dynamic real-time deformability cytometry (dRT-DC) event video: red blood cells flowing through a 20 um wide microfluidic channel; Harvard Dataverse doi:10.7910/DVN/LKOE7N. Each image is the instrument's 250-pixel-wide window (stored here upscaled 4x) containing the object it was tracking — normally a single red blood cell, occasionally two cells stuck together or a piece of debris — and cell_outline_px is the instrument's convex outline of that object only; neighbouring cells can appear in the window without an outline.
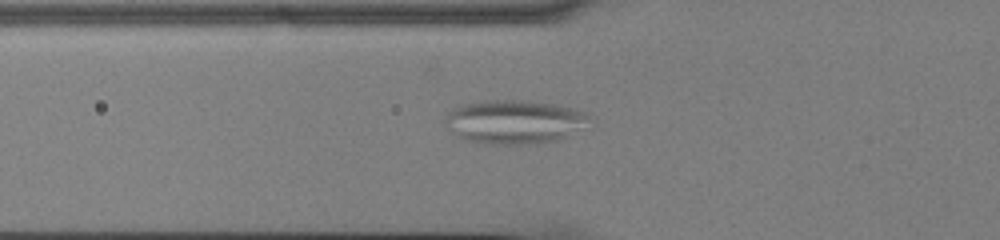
{"species": "common noctule bat (a hibernating species)", "species_latin": "Nyctalus noctula", "temperature_condition": "cold", "stored_images_in_passage": 43, "camera_frame_rate_fps": 3000, "um_per_image_px": 0.085, "animal": {"sex": "male", "body_mass_g": 13.0, "forearm_length_mm": 53.1}, "frame": {"image": 1, "passage_image": 8, "time_ms": 2.333, "image_size_px": [1000, 240], "cell_outline_px": [[596, 116], [560, 140], [536, 144], [484, 144], [464, 140], [452, 132], [448, 128], [444, 120], [448, 112], [452, 108], [464, 104], [492, 100], [528, 100], [552, 104], [592, 112]], "centroid_in_image_um": [43.74, 10.35], "position_along_channel_um": 82.1, "area_um2": 37.11}}
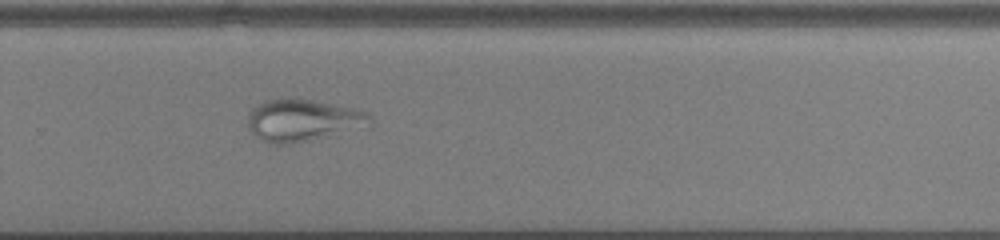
{"frame": {"image": 2, "passage_image": 26, "time_ms": 8.333, "image_size_px": [1000, 240], "cell_outline_px": [[372, 120], [368, 128], [292, 144], [268, 144], [260, 140], [252, 132], [248, 124], [248, 116], [252, 108], [268, 100], [308, 100], [348, 108], [364, 112], [372, 116]], "centroid_in_image_um": [25.76, 10.29], "position_along_channel_um": 304.0, "area_um2": 29.48}}
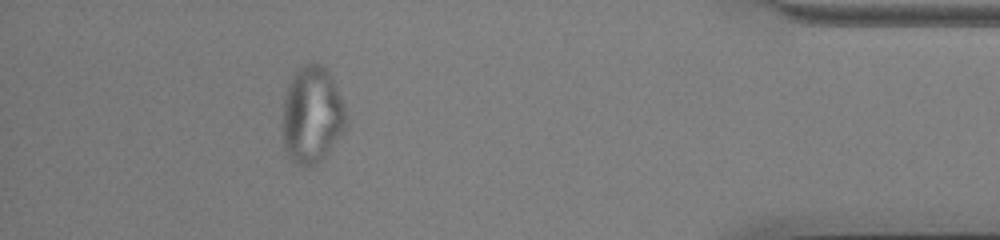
{"frame": {"image": 3, "passage_image": 38, "time_ms": 12.333, "image_size_px": [1000, 240], "cell_outline_px": [[348, 124], [344, 132], [328, 152], [312, 168], [304, 168], [296, 164], [292, 160], [284, 148], [284, 92], [292, 76], [304, 64], [324, 64], [332, 76], [336, 84], [344, 104]], "centroid_in_image_um": [26.55, 9.78], "position_along_channel_um": 408.6, "area_um2": 36.24}}